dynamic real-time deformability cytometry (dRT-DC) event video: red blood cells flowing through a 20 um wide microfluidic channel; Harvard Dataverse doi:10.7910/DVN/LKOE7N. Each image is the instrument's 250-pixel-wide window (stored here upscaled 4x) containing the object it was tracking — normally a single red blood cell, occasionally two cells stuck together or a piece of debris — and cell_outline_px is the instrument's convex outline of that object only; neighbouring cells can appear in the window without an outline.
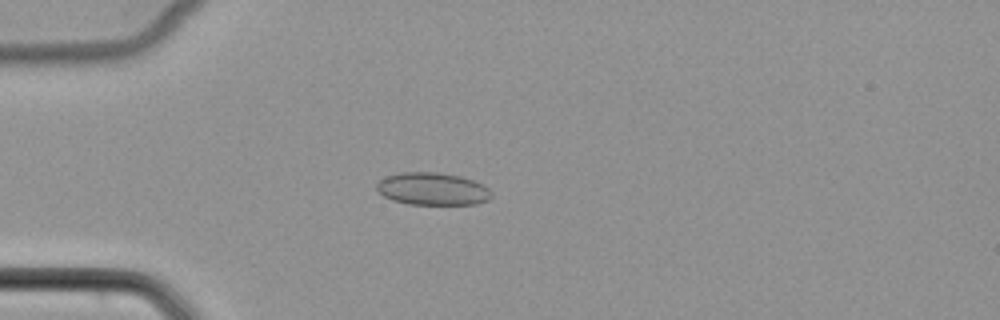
{"species": "common noctule bat (a hibernating species)", "species_latin": "Nyctalus noctula", "temperature_condition": "cold", "stored_images_in_passage": 46, "camera_frame_rate_fps": 3000, "um_per_image_px": 0.085, "animal": {"sex": "female", "body_mass_g": 22.7, "forearm_length_mm": 54.2}, "frame": {"image": 1, "passage_image": 9, "time_ms": 2.667, "image_size_px": [1000, 320], "cell_outline_px": [[492, 196], [488, 200], [476, 204], [408, 204], [392, 200], [384, 196], [376, 188], [376, 184], [380, 180], [388, 176], [400, 172], [440, 172], [460, 176], [484, 184], [492, 192]], "centroid_in_image_um": [36.79, 16.05], "position_along_channel_um": 48.2, "area_um2": 21.79}}
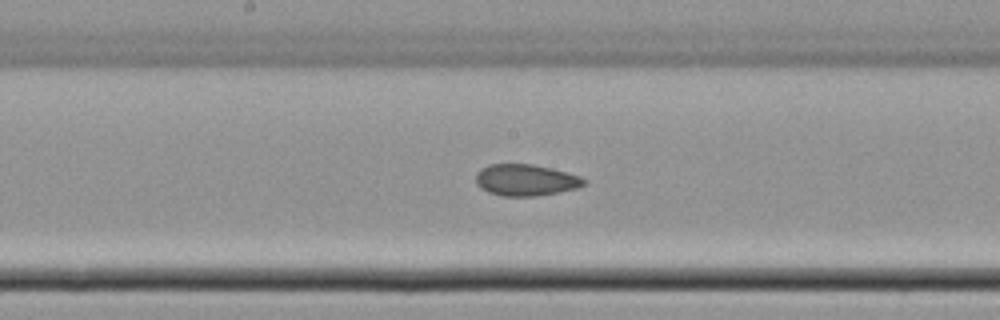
{"frame": {"image": 2, "passage_image": 22, "time_ms": 7.0, "image_size_px": [1000, 320], "cell_outline_px": [[588, 180], [584, 184], [576, 188], [536, 196], [500, 196], [488, 192], [480, 188], [476, 184], [476, 172], [480, 168], [488, 164], [532, 164], [568, 172], [580, 176]], "centroid_in_image_um": [44.65, 15.3], "position_along_channel_um": 203.6, "area_um2": 19.94}}
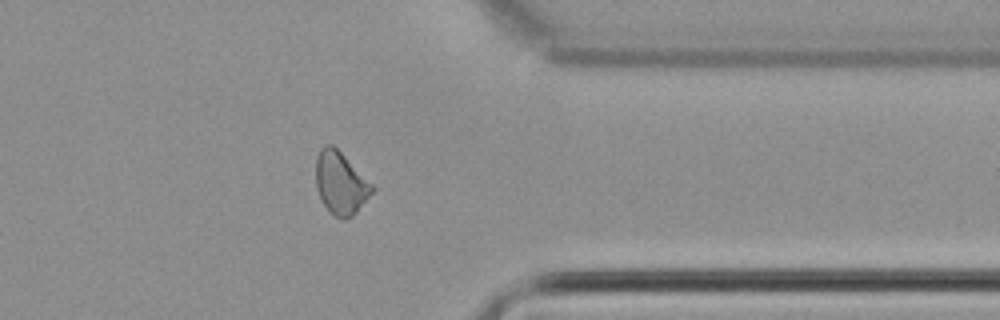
{"frame": {"image": 3, "passage_image": 36, "time_ms": 11.667, "image_size_px": [1000, 320], "cell_outline_px": [[376, 188], [356, 212], [352, 216], [344, 220], [328, 212], [316, 188], [316, 156], [320, 148], [324, 144], [332, 144]], "centroid_in_image_um": [28.93, 15.56], "position_along_channel_um": 382.5, "area_um2": 20.29}}